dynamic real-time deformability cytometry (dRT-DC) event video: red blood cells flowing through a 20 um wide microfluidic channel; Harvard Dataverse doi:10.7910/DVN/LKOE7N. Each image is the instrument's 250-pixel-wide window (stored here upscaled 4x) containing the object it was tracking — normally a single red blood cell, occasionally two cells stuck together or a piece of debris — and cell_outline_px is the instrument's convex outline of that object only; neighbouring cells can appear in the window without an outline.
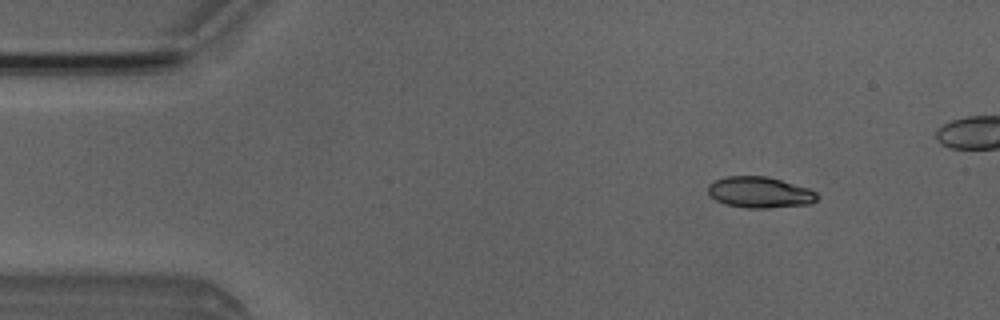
{"species": "Egyptian fruit bat (a non-hibernating species)", "species_latin": "Rousettus aegyptiacus", "temperature_condition": "room temperature", "stored_images_in_passage": 5, "camera_frame_rate_fps": 3000, "um_per_image_px": 0.085, "animal": {"sex": "male"}, "frame": {"image": 1, "passage_image": 2, "time_ms": 1.0, "image_size_px": [1000, 320], "cell_outline_px": [[820, 196], [812, 204], [768, 208], [744, 208], [724, 204], [716, 200], [708, 192], [708, 184], [716, 180], [728, 176], [768, 176], [808, 188], [816, 192]], "centroid_in_image_um": [64.6, 16.36], "position_along_channel_um": 20.4, "area_um2": 19.88}}